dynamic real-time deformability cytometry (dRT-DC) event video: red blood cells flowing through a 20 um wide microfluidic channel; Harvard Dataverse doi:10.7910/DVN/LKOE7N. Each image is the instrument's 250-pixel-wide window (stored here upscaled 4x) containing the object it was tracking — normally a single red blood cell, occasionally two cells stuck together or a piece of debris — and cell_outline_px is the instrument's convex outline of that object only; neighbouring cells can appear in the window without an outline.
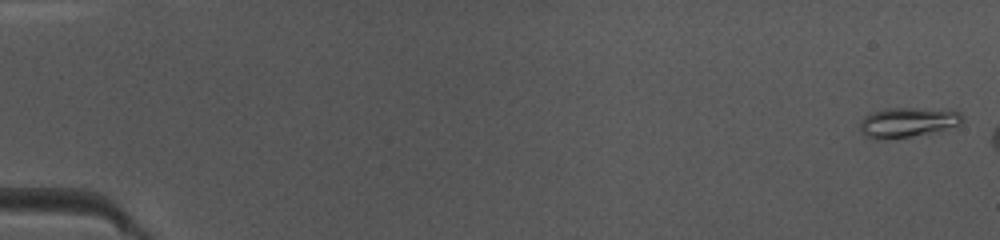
{"species": "common noctule bat (a hibernating species)", "species_latin": "Nyctalus noctula", "temperature_condition": "warm", "stored_images_in_passage": 7, "camera_frame_rate_fps": 3000, "um_per_image_px": 0.085, "animal": {"sex": "female", "body_mass_g": 10.0, "forearm_length_mm": 53.1}, "frame": {"image": 1, "passage_image": 1, "time_ms": 0.0, "image_size_px": [1000, 240], "cell_outline_px": [[964, 120], [960, 124], [936, 132], [884, 140], [876, 140], [864, 136], [860, 132], [860, 124], [864, 116], [872, 112], [884, 108], [916, 108], [960, 112], [964, 116]], "centroid_in_image_um": [77.1, 10.41], "position_along_channel_um": 7.9, "area_um2": 17.92}}